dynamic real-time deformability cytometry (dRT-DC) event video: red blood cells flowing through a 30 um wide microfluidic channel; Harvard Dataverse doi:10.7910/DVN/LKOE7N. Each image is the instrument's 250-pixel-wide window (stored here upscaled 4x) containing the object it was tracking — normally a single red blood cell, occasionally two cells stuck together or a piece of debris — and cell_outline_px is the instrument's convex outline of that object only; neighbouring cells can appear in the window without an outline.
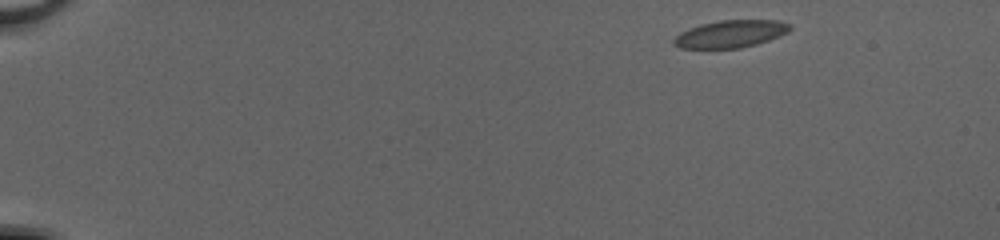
{"species": "common noctule bat (a hibernating species)", "species_latin": "Nyctalus noctula", "temperature_condition": "cold", "stored_images_in_passage": 48, "camera_frame_rate_fps": 3000, "um_per_image_px": 0.085, "animal": {"sex": "female", "body_mass_g": 20.0, "forearm_length_mm": 54.0}, "frame": {"image": 1, "passage_image": 1, "time_ms": 0.0, "image_size_px": [1000, 240], "cell_outline_px": [[792, 28], [788, 32], [780, 36], [756, 44], [740, 48], [680, 48], [672, 44], [672, 40], [680, 32], [704, 24], [720, 20], [776, 20], [792, 24]], "centroid_in_image_um": [62.13, 2.88], "position_along_channel_um": 22.9, "area_um2": 18.44}}
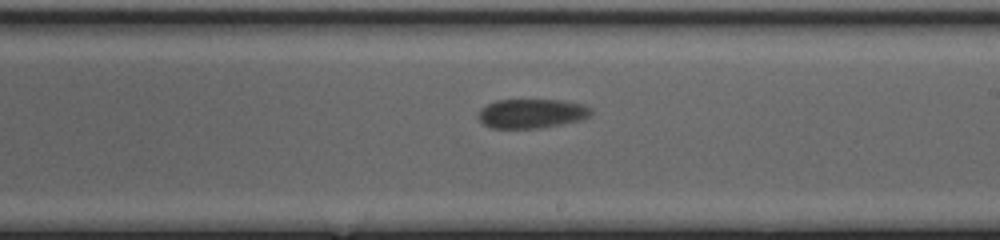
{"frame": {"image": 2, "passage_image": 28, "time_ms": 9.0, "image_size_px": [1000, 240], "cell_outline_px": [[592, 112], [588, 116], [580, 120], [564, 124], [540, 128], [492, 128], [484, 124], [476, 116], [480, 108], [496, 100], [560, 100], [584, 104], [592, 108]], "centroid_in_image_um": [45.18, 9.65], "position_along_channel_um": 243.8, "area_um2": 19.36}}
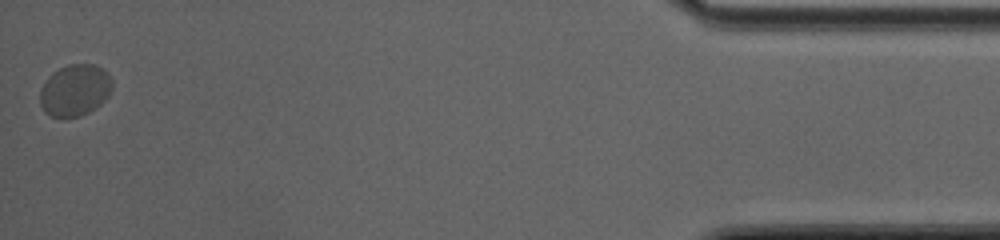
{"frame": {"image": 3, "passage_image": 48, "time_ms": 15.667, "image_size_px": [1000, 240], "cell_outline_px": [[112, 88], [108, 96], [100, 104], [88, 112], [80, 116], [52, 116], [44, 112], [40, 104], [40, 88], [48, 76], [52, 72], [68, 64], [96, 64], [104, 68], [112, 80]], "centroid_in_image_um": [6.36, 7.64], "position_along_channel_um": 428.8, "area_um2": 21.79}}